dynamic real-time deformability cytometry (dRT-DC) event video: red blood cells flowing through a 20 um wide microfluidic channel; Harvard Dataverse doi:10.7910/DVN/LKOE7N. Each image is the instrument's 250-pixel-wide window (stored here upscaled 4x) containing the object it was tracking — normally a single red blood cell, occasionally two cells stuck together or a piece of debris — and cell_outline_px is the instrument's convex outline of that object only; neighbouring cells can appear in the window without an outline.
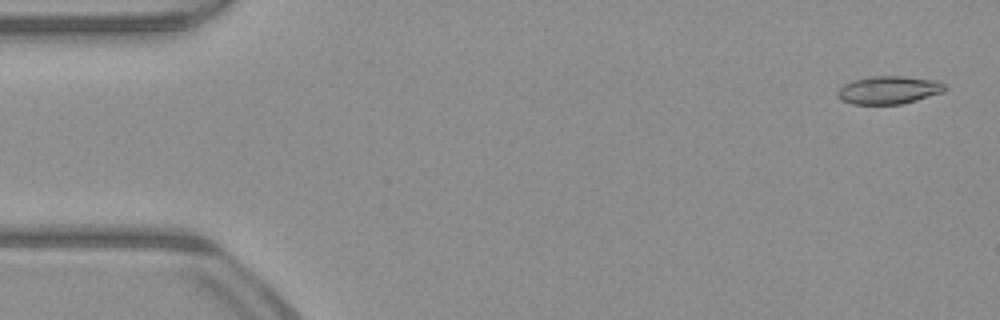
{"species": "common noctule bat (a hibernating species)", "species_latin": "Nyctalus noctula", "temperature_condition": "warm", "stored_images_in_passage": 51, "camera_frame_rate_fps": 3000, "um_per_image_px": 0.085, "animal": {"sex": "male", "body_mass_g": 23.1, "forearm_length_mm": 52.7}, "frame": {"image": 1, "passage_image": 2, "time_ms": 0.333, "image_size_px": [1000, 320], "cell_outline_px": [[948, 88], [944, 92], [916, 100], [900, 104], [852, 104], [840, 100], [836, 96], [836, 92], [844, 84], [852, 80], [868, 76], [904, 76], [940, 80]], "centroid_in_image_um": [75.55, 7.64], "position_along_channel_um": 9.5, "area_um2": 17.8}}
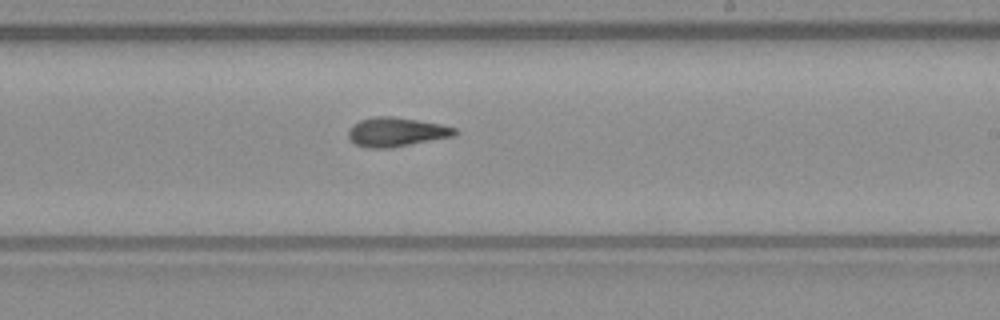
{"frame": {"image": 2, "passage_image": 30, "time_ms": 9.667, "image_size_px": [1000, 320], "cell_outline_px": [[460, 132], [456, 136], [388, 148], [364, 148], [356, 144], [348, 136], [348, 132], [352, 124], [360, 120], [376, 116], [392, 116], [440, 124], [456, 128]], "centroid_in_image_um": [33.7, 11.22], "position_along_channel_um": 255.3, "area_um2": 18.09}}
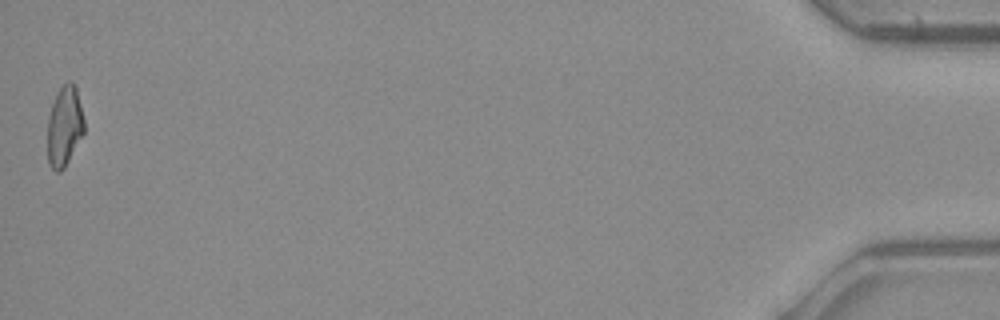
{"frame": {"image": 3, "passage_image": 51, "time_ms": 16.667, "image_size_px": [1000, 320], "cell_outline_px": [[84, 132], [64, 168], [60, 172], [56, 172], [48, 164], [48, 116], [52, 104], [60, 88], [68, 80], [72, 80], [76, 84], [84, 120]], "centroid_in_image_um": [5.48, 10.71], "position_along_channel_um": 429.7, "area_um2": 17.11}, "authors_computed_cell_mechanics": {"area_um2": 17.6868, "velocity_mm_per_s": 4.0285, "shape_relaxation_time_tau1_ms": 9.3561, "shape_relaxation_time_tau2_ms": 5.709, "deformation_change_tau1": 0.237, "deformation_change_tau2": 0.1541}}